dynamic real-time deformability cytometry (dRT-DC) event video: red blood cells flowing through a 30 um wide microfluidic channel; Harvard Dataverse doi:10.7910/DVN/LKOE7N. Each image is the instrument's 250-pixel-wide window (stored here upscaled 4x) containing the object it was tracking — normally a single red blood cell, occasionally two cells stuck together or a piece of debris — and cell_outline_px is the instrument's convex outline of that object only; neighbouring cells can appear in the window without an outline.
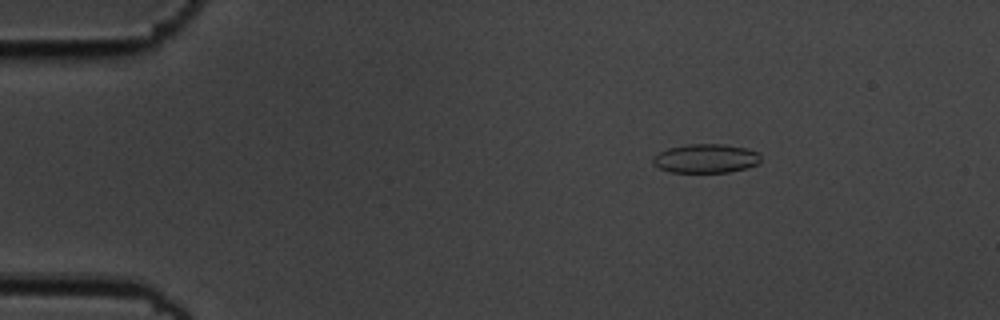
{"species": "common noctule bat (a hibernating species)", "species_latin": "Nyctalus noctula", "temperature_condition": "cold", "stored_images_in_passage": 6, "camera_frame_rate_fps": 3000, "um_per_image_px": 0.085, "animal": {"sex": "male", "body_mass_g": 19.5, "forearm_length_mm": 54.6}, "frame": {"image": 1, "passage_image": 2, "time_ms": 0.333, "image_size_px": [1000, 320], "cell_outline_px": [[760, 160], [756, 164], [748, 168], [728, 172], [672, 172], [660, 168], [652, 164], [652, 156], [668, 148], [688, 144], [724, 144], [744, 148], [756, 152], [760, 156]], "centroid_in_image_um": [59.96, 13.47], "position_along_channel_um": 25.0, "area_um2": 18.09}}
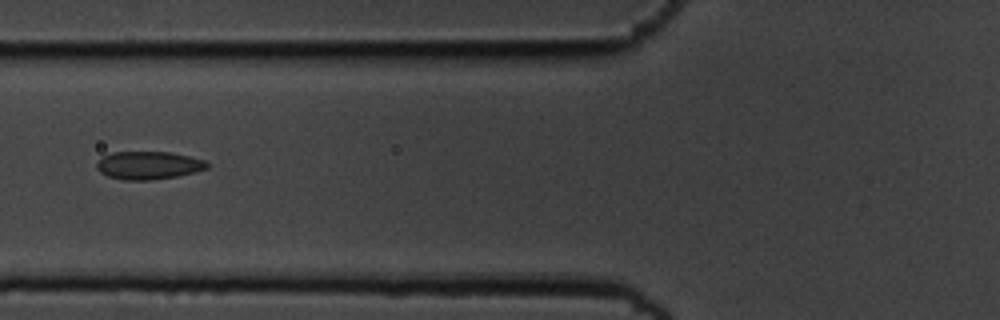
{"frame": {"image": 2, "passage_image": 6, "time_ms": 1.667, "image_size_px": [1000, 320], "cell_outline_px": [[208, 168], [176, 176], [152, 180], [124, 180], [108, 176], [100, 172], [96, 168], [96, 164], [104, 156], [112, 152], [168, 152], [188, 156], [204, 160], [208, 164]], "centroid_in_image_um": [12.59, 14.05], "position_along_channel_um": 113.2, "area_um2": 17.74}}